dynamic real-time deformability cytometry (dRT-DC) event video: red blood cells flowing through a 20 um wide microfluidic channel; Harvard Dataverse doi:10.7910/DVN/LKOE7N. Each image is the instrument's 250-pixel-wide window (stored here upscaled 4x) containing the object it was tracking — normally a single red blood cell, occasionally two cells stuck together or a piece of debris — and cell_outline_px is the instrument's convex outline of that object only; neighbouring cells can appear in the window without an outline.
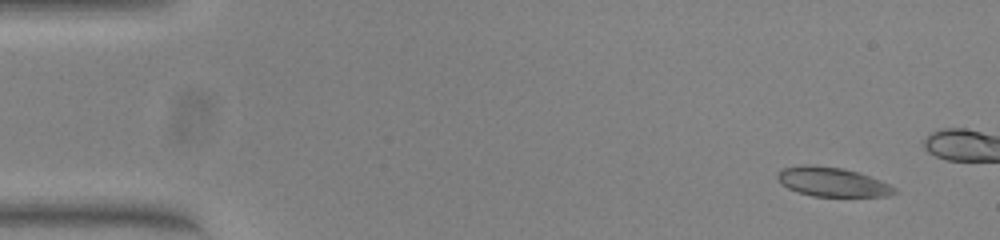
{"species": "common noctule bat (a hibernating species)", "species_latin": "Nyctalus noctula", "temperature_condition": "warm", "stored_images_in_passage": 15, "camera_frame_rate_fps": 3000, "um_per_image_px": 0.085, "animal": {"sex": "female", "body_mass_g": 23.0, "forearm_length_mm": 53.4}, "frame": {"image": 1, "passage_image": 3, "time_ms": 0.667, "image_size_px": [1000, 240], "cell_outline_px": [[896, 192], [888, 196], [812, 196], [788, 188], [776, 176], [784, 168], [800, 164], [808, 164], [840, 168], [860, 172], [880, 180], [896, 188]], "centroid_in_image_um": [70.77, 15.46], "position_along_channel_um": 14.2, "area_um2": 19.65}}